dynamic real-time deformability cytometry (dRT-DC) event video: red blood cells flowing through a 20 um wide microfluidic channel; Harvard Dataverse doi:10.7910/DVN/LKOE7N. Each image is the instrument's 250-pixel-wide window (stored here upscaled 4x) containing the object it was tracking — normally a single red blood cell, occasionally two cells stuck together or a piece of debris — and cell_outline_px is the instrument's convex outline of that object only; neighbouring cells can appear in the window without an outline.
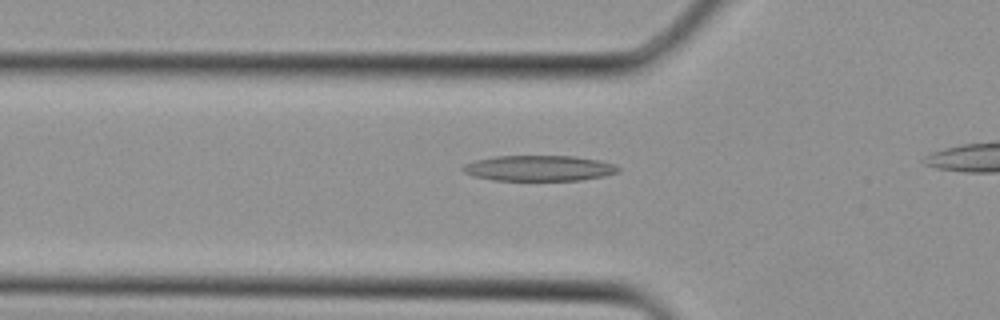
{"species": "Egyptian fruit bat (a non-hibernating species)", "species_latin": "Rousettus aegyptiacus", "temperature_condition": "cold", "stored_images_in_passage": 4, "segment_of_instrument_passage": [2, 2], "camera_frame_rate_fps": 3000, "um_per_image_px": 0.085, "animal": {"sex": "female"}, "frame": {"image": 1, "passage_image": 4, "time_ms": 1.0, "image_size_px": [1000, 320], "cell_outline_px": [[620, 172], [604, 176], [580, 180], [492, 180], [472, 176], [464, 172], [460, 168], [464, 164], [476, 160], [496, 156], [576, 156], [596, 160], [612, 164], [620, 168]], "centroid_in_image_um": [45.78, 14.3], "position_along_channel_um": 80.0, "area_um2": 23.12}}